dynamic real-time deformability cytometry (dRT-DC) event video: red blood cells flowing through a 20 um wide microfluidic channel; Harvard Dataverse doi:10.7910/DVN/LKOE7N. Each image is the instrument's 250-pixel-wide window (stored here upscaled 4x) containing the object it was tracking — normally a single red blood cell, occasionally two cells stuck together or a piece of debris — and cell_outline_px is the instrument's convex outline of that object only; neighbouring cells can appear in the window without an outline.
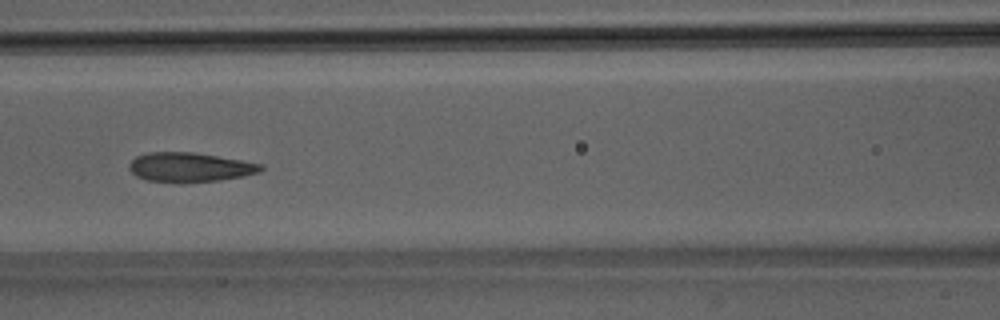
{"species": "Egyptian fruit bat (a non-hibernating species)", "species_latin": "Rousettus aegyptiacus", "temperature_condition": "room temperature", "stored_images_in_passage": 51, "camera_frame_rate_fps": 3000, "um_per_image_px": 0.085, "animal": {"sex": "male"}, "frame": {"image": 1, "passage_image": 23, "time_ms": 7.333, "image_size_px": [1000, 320], "cell_outline_px": [[264, 168], [260, 172], [244, 176], [220, 180], [184, 184], [148, 180], [136, 176], [128, 168], [128, 164], [136, 156], [148, 152], [192, 152], [264, 164]], "centroid_in_image_um": [16.13, 14.23], "position_along_channel_um": 150.5, "area_um2": 22.83}}
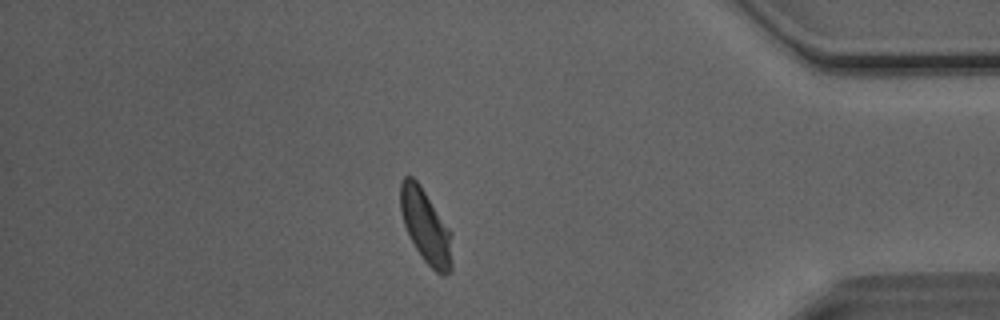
{"frame": {"image": 2, "passage_image": 44, "time_ms": 14.333, "image_size_px": [1000, 320], "cell_outline_px": [[452, 268], [444, 276], [440, 276], [424, 260], [416, 248], [404, 224], [400, 212], [400, 180], [404, 176], [412, 176], [416, 180], [452, 232]], "centroid_in_image_um": [36.2, 19.25], "position_along_channel_um": 399.0, "area_um2": 22.08}}
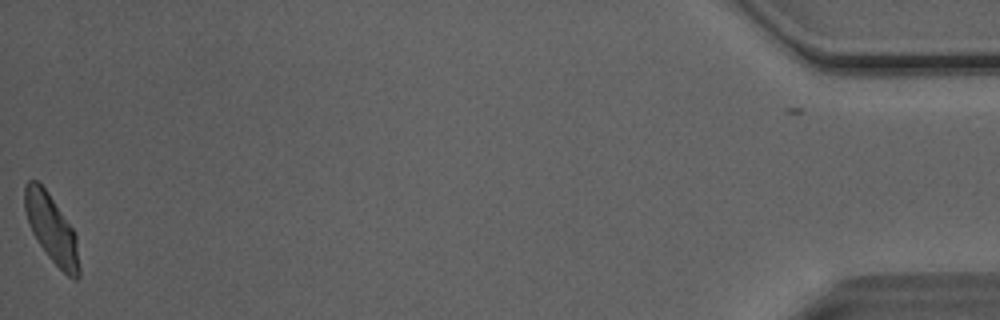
{"frame": {"image": 3, "passage_image": 51, "time_ms": 16.667, "image_size_px": [1000, 320], "cell_outline_px": [[80, 276], [76, 280], [72, 280], [48, 256], [32, 232], [28, 224], [24, 208], [24, 184], [28, 180], [36, 180], [48, 192], [72, 228], [76, 236], [80, 268]], "centroid_in_image_um": [4.38, 19.45], "position_along_channel_um": 430.8, "area_um2": 21.44}, "authors_computed_cell_mechanics": {"area_um2": 22.831, "velocity_mm_per_s": 4.0557, "shape_relaxation_time_tau1_ms": 5.7347, "shape_relaxation_time_tau2_ms": 1.0684, "deformation_change_tau1": 0.1606, "deformation_change_tau2": 0.0708}}